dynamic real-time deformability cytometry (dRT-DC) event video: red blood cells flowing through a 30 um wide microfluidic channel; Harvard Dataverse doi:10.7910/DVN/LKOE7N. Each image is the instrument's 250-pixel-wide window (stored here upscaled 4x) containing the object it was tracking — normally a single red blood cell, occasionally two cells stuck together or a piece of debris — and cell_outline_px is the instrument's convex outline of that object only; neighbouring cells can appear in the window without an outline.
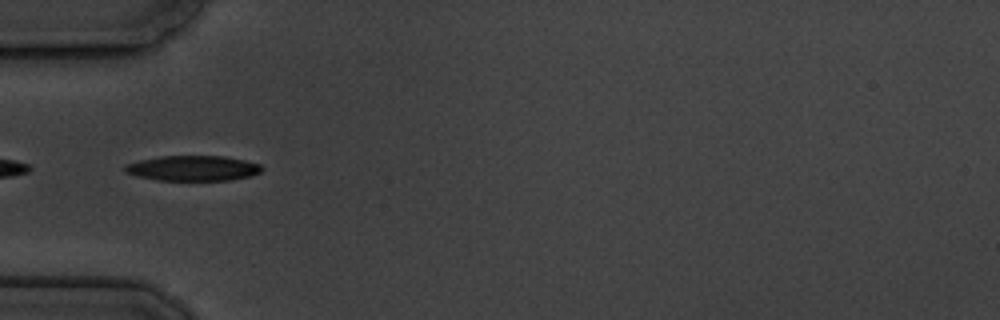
{"species": "common noctule bat (a hibernating species)", "species_latin": "Nyctalus noctula", "temperature_condition": "cold", "stored_images_in_passage": 10, "camera_frame_rate_fps": 3000, "um_per_image_px": 0.085, "animal": {"sex": "male", "body_mass_g": 19.5, "forearm_length_mm": 54.6}, "frame": {"image": 1, "passage_image": 5, "time_ms": 5.333, "image_size_px": [1000, 320], "cell_outline_px": [[264, 168], [260, 172], [252, 176], [228, 180], [156, 180], [124, 172], [124, 168], [128, 164], [140, 160], [160, 156], [224, 156], [244, 160], [260, 164]], "centroid_in_image_um": [16.44, 14.3], "position_along_channel_um": 68.6, "area_um2": 20.0}}
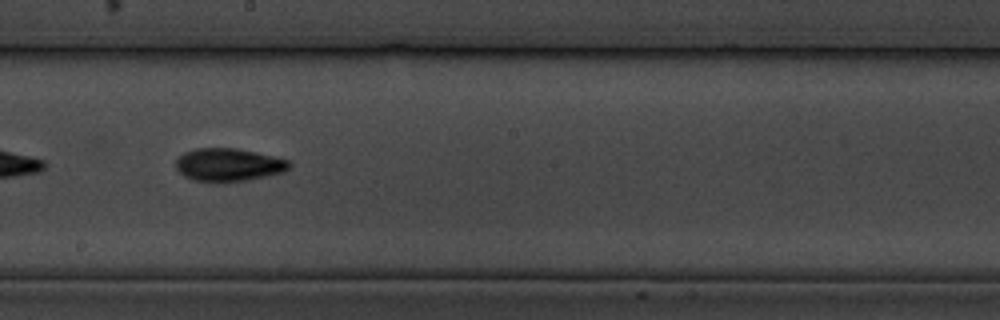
{"frame": {"image": 2, "passage_image": 9, "time_ms": 10.0, "image_size_px": [1000, 320], "cell_outline_px": [[292, 164], [284, 172], [248, 180], [192, 180], [184, 176], [176, 168], [176, 160], [184, 152], [196, 148], [236, 148], [256, 152], [288, 160]], "centroid_in_image_um": [19.43, 13.98], "position_along_channel_um": 228.8, "area_um2": 21.33}}